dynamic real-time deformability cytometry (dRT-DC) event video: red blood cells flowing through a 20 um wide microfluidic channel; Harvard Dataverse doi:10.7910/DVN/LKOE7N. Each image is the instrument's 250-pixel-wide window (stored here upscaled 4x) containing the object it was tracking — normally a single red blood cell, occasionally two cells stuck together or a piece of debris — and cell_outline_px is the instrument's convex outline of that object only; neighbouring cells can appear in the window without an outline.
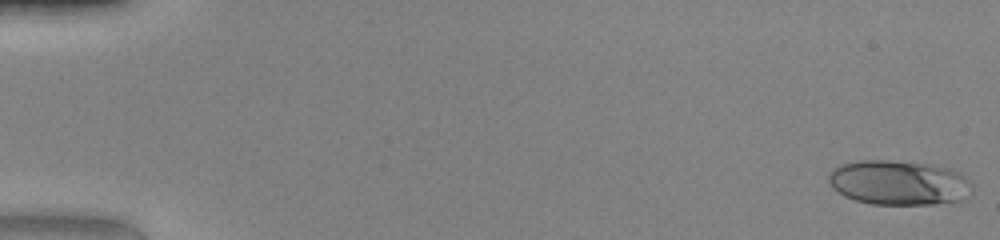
{"species": "human", "species_latin": "Homo sapiens", "temperature_condition": "warm", "stored_images_in_passage": 49, "camera_frame_rate_fps": 3000, "um_per_image_px": 0.085, "donor": {"sex": "female"}, "frame": {"image": 1, "passage_image": 1, "time_ms": 0.0, "image_size_px": [1000, 240], "cell_outline_px": [[972, 188], [968, 196], [964, 200], [936, 204], [872, 204], [856, 200], [844, 196], [832, 188], [828, 180], [828, 172], [844, 164], [860, 160], [888, 160], [932, 164], [948, 168], [964, 176], [972, 184]], "centroid_in_image_um": [76.4, 15.53], "position_along_channel_um": 8.6, "area_um2": 37.45}}
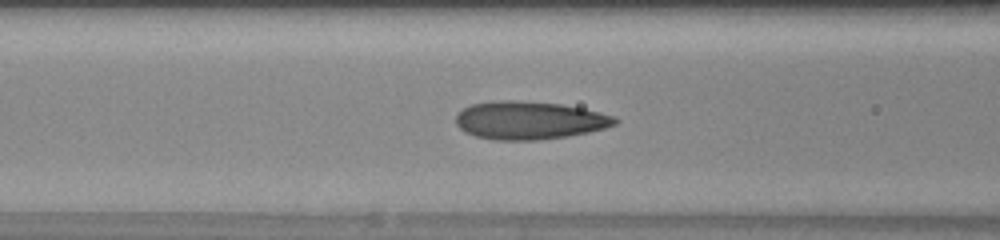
{"frame": {"image": 2, "passage_image": 21, "time_ms": 6.667, "image_size_px": [1000, 240], "cell_outline_px": [[620, 120], [616, 124], [604, 128], [588, 132], [568, 136], [536, 140], [492, 140], [476, 136], [464, 132], [456, 124], [456, 112], [472, 104], [492, 100], [516, 100], [560, 104], [580, 108], [616, 116]], "centroid_in_image_um": [44.96, 10.23], "position_along_channel_um": 121.6, "area_um2": 35.37}}
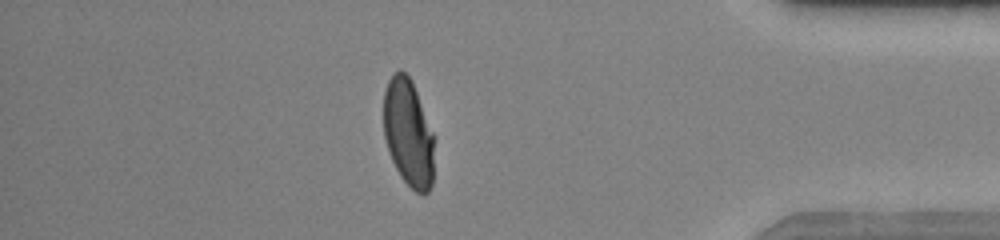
{"frame": {"image": 3, "passage_image": 43, "time_ms": 14.0, "image_size_px": [1000, 240], "cell_outline_px": [[432, 184], [428, 192], [424, 196], [416, 192], [400, 176], [388, 152], [384, 136], [384, 92], [388, 80], [400, 68], [412, 80], [432, 132]], "centroid_in_image_um": [34.68, 11.3], "position_along_channel_um": 400.5, "area_um2": 31.27}, "authors_computed_cell_mechanics": {"area_um2": 33.524, "velocity_mm_per_s": 4.2304, "shape_relaxation_time_tau1_ms": 8.7147, "shape_relaxation_time_tau2_ms": null, "deformation_change_tau1": 0.3205, "deformation_change_tau2": null}}